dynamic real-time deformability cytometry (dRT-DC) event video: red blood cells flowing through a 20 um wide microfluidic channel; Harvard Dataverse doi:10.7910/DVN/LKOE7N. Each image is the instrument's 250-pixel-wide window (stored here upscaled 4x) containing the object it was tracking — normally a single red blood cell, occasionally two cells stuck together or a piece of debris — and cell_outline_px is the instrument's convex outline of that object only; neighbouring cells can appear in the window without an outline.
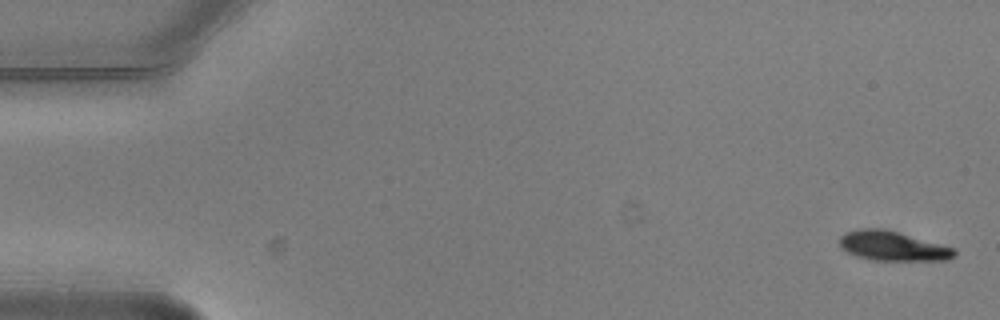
{"species": "common noctule bat (a hibernating species)", "species_latin": "Nyctalus noctula", "temperature_condition": "warm", "stored_images_in_passage": 4, "camera_frame_rate_fps": 3000, "um_per_image_px": 0.085, "animal": {"sex": "male", "body_mass_g": 20.5, "forearm_length_mm": 52.5}, "frame": {"image": 1, "passage_image": 1, "time_ms": 0.0, "image_size_px": [1000, 320], "cell_outline_px": [[956, 256], [948, 260], [872, 260], [856, 256], [840, 248], [840, 236], [844, 232], [860, 228], [884, 228], [900, 232], [956, 248]], "centroid_in_image_um": [75.89, 20.9], "position_along_channel_um": 9.1, "area_um2": 20.06}}
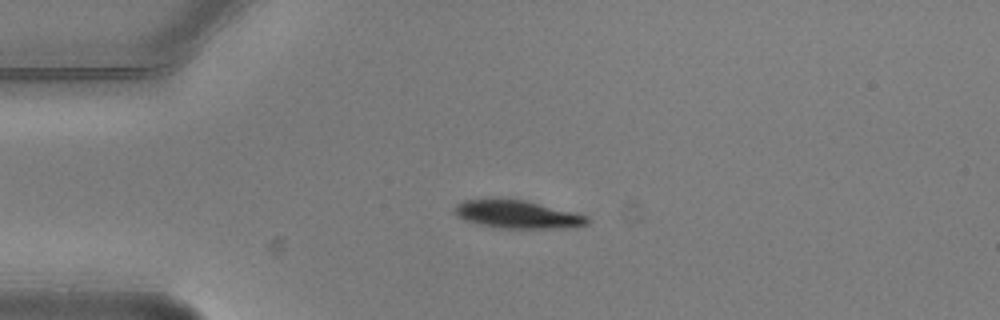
{"frame": {"image": 2, "passage_image": 4, "time_ms": 1.0, "image_size_px": [1000, 320], "cell_outline_px": [[588, 224], [576, 228], [500, 228], [476, 224], [464, 220], [456, 216], [452, 212], [452, 208], [456, 204], [464, 200], [524, 200], [588, 216]], "centroid_in_image_um": [43.94, 18.25], "position_along_channel_um": 41.1, "area_um2": 21.5}}